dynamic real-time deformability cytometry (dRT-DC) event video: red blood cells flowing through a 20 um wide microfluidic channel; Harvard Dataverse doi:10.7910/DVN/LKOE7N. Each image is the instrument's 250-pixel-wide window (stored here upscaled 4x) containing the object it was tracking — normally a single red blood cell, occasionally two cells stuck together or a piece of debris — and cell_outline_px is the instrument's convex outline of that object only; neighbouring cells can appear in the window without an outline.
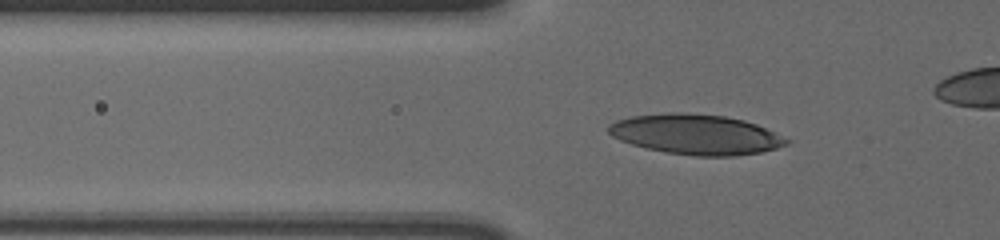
{"species": "human", "species_latin": "Homo sapiens", "temperature_condition": "cold", "stored_images_in_passage": 37, "camera_frame_rate_fps": 3000, "um_per_image_px": 0.085, "donor": {"sex": "male"}, "frame": {"image": 1, "passage_image": 5, "time_ms": 1.333, "image_size_px": [1000, 240], "cell_outline_px": [[792, 140], [788, 144], [776, 148], [760, 152], [736, 156], [696, 156], [668, 152], [644, 148], [620, 140], [612, 136], [608, 132], [608, 124], [616, 120], [632, 116], [668, 112], [680, 112], [724, 116], [744, 120], [756, 124]], "centroid_in_image_um": [59.15, 11.42], "position_along_channel_um": 66.7, "area_um2": 41.62}}
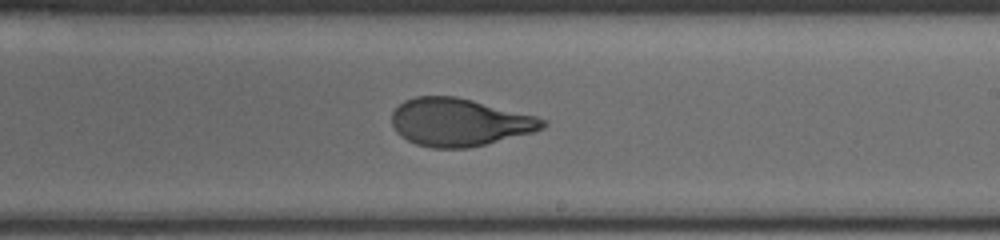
{"frame": {"image": 2, "passage_image": 21, "time_ms": 6.667, "image_size_px": [1000, 240], "cell_outline_px": [[548, 124], [544, 128], [532, 132], [468, 148], [432, 148], [416, 144], [400, 136], [396, 132], [392, 124], [392, 112], [404, 100], [416, 96], [456, 96], [536, 116], [548, 120]], "centroid_in_image_um": [39.03, 10.38], "position_along_channel_um": 250.0, "area_um2": 41.85}}
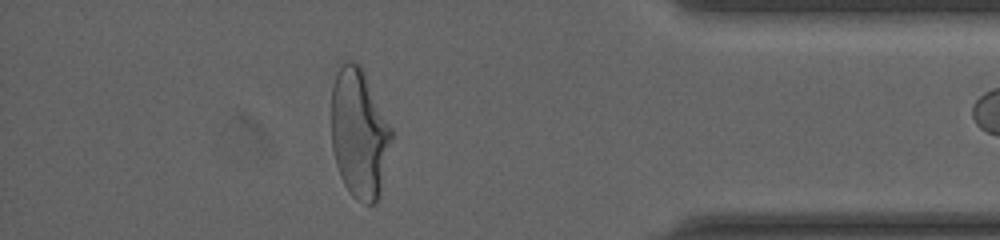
{"frame": {"image": 3, "passage_image": 36, "time_ms": 11.667, "image_size_px": [1000, 240], "cell_outline_px": [[392, 136], [380, 188], [376, 204], [364, 204], [356, 200], [352, 196], [344, 184], [340, 176], [336, 164], [332, 148], [332, 84], [344, 60], [352, 60], [360, 64], [392, 128]], "centroid_in_image_um": [30.52, 11.33], "position_along_channel_um": 404.7, "area_um2": 44.91}}